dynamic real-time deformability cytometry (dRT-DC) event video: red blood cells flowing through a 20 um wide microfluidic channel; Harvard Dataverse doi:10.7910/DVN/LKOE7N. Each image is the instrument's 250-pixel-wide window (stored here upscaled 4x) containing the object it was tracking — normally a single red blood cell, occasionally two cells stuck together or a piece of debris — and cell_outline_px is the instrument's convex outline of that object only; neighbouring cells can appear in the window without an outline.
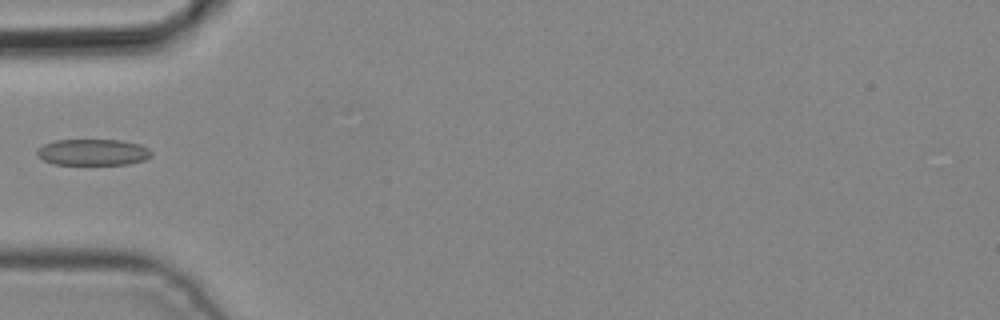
{"species": "common noctule bat (a hibernating species)", "species_latin": "Nyctalus noctula", "temperature_condition": "cold", "stored_images_in_passage": 5, "camera_frame_rate_fps": 3000, "um_per_image_px": 0.085, "animal": {"sex": "male", "body_mass_g": 19.2, "forearm_length_mm": 51.8}, "frame": {"image": 1, "passage_image": 5, "time_ms": 1.333, "image_size_px": [1000, 320], "cell_outline_px": [[152, 156], [144, 160], [128, 164], [52, 164], [36, 156], [36, 152], [44, 144], [56, 140], [120, 140], [140, 144], [148, 148], [152, 152]], "centroid_in_image_um": [7.91, 12.94], "position_along_channel_um": 77.1, "area_um2": 17.51}}